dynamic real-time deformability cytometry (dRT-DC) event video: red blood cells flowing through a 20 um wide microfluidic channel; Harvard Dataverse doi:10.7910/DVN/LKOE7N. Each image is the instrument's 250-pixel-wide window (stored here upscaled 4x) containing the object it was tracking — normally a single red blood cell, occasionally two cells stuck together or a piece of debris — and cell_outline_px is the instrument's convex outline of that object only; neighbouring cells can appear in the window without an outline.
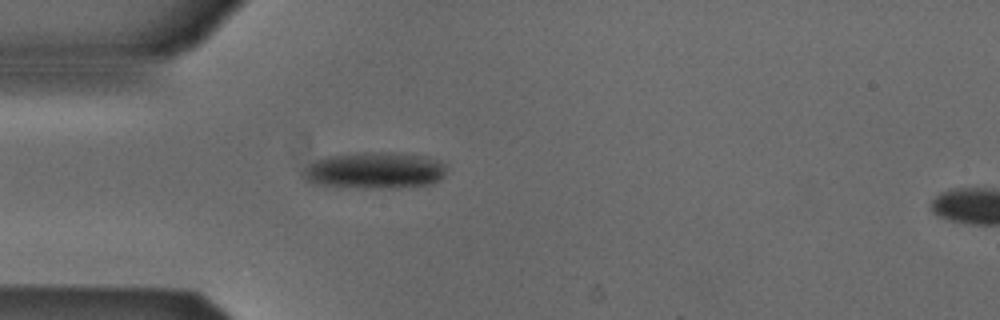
{"species": "Egyptian fruit bat (a non-hibernating species)", "species_latin": "Rousettus aegyptiacus", "temperature_condition": "cold", "stored_images_in_passage": 39, "camera_frame_rate_fps": 3000, "um_per_image_px": 0.085, "animal": {"sex": "male"}, "frame": {"image": 1, "passage_image": 4, "time_ms": 1.0, "image_size_px": [1000, 320], "cell_outline_px": [[444, 176], [440, 180], [432, 184], [400, 188], [336, 188], [312, 184], [304, 180], [300, 176], [300, 172], [308, 164], [324, 156], [364, 152], [388, 152], [428, 156], [444, 164]], "centroid_in_image_um": [31.75, 14.51], "position_along_channel_um": 53.3, "area_um2": 31.44}}
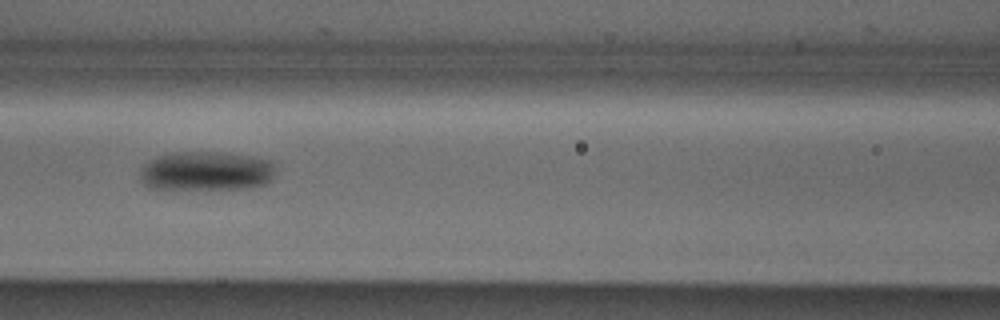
{"frame": {"image": 2, "passage_image": 12, "time_ms": 3.667, "image_size_px": [1000, 320], "cell_outline_px": [[276, 172], [272, 180], [264, 184], [252, 188], [148, 188], [140, 180], [140, 176], [144, 164], [156, 156], [168, 152], [216, 152], [256, 156], [272, 160], [276, 168]], "centroid_in_image_um": [17.58, 14.52], "position_along_channel_um": 149.0, "area_um2": 31.27}}
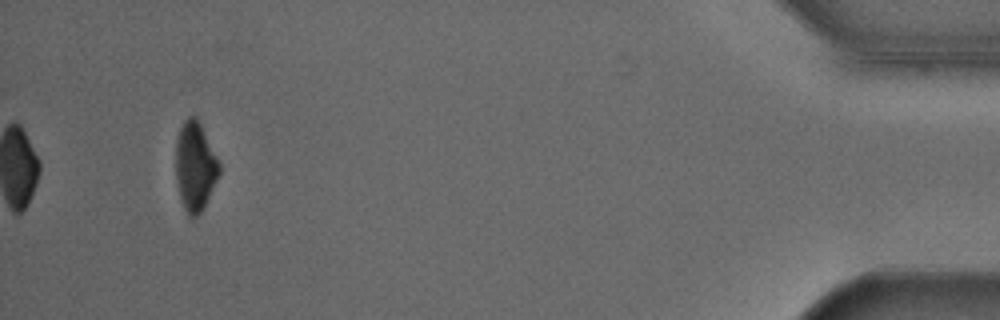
{"frame": {"image": 3, "passage_image": 39, "time_ms": 12.667, "image_size_px": [1000, 320], "cell_outline_px": [[220, 172], [200, 212], [196, 216], [188, 216], [180, 200], [176, 176], [176, 144], [180, 128], [184, 120], [188, 116], [196, 116], [220, 160]], "centroid_in_image_um": [16.58, 14.1], "position_along_channel_um": 418.6, "area_um2": 22.31}, "authors_computed_cell_mechanics": {"area_um2": 28.9, "velocity_mm_per_s": 3.8633, "shape_relaxation_time_tau1_ms": 4.7235, "shape_relaxation_time_tau2_ms": null, "deformation_change_tau1": 0.1114, "deformation_change_tau2": null}}